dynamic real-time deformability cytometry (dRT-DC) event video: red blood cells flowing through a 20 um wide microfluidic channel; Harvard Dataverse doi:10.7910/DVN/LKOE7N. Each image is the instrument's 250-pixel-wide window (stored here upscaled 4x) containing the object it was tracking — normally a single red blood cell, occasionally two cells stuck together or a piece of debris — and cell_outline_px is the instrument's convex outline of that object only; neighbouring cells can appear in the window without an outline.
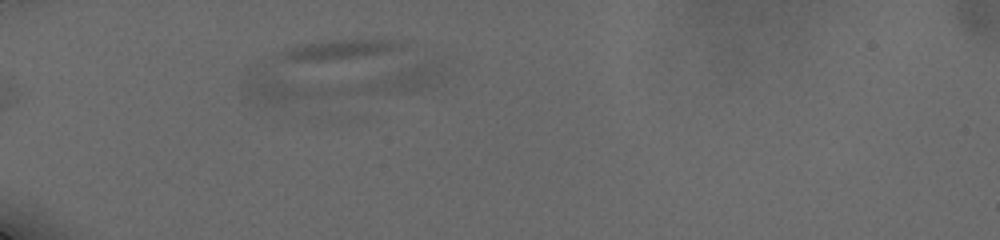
{"species": "human", "species_latin": "Homo sapiens", "temperature_condition": "cold", "stored_images_in_passage": 2, "camera_frame_rate_fps": 3000, "um_per_image_px": 0.085, "donor": {"sex": "male"}, "frame": {"image": 1, "passage_image": 1, "time_ms": 0.0, "image_size_px": [1000, 240], "cell_outline_px": [[436, 76], [424, 88], [404, 92], [272, 104], [264, 104], [248, 100], [244, 96], [248, 72], [432, 60], [436, 68]], "centroid_in_image_um": [28.69, 6.95], "position_along_channel_um": 56.3, "area_um2": 42.19}}